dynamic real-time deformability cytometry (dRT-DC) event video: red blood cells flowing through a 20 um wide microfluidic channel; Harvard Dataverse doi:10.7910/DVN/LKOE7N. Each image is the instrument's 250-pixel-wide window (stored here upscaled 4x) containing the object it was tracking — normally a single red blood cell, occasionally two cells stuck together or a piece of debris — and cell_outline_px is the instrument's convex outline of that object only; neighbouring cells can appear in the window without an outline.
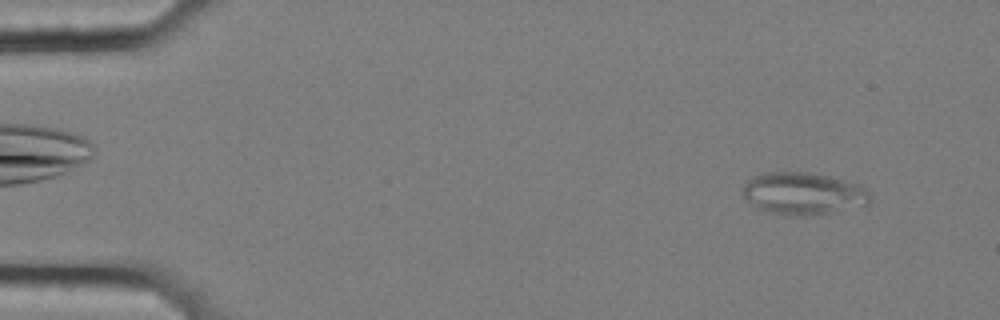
{"species": "common noctule bat (a hibernating species)", "species_latin": "Nyctalus noctula", "temperature_condition": "cold", "stored_images_in_passage": 56, "camera_frame_rate_fps": 3000, "um_per_image_px": 0.085, "animal": {"sex": "female", "body_mass_g": 25.1}, "frame": {"image": 1, "passage_image": 4, "time_ms": 1.0, "image_size_px": [1000, 320], "cell_outline_px": [[872, 200], [868, 204], [808, 216], [792, 216], [764, 212], [752, 204], [740, 192], [744, 184], [752, 176], [764, 172], [808, 172], [828, 176], [860, 184], [872, 196]], "centroid_in_image_um": [68.23, 16.44], "position_along_channel_um": 16.8, "area_um2": 31.5}}
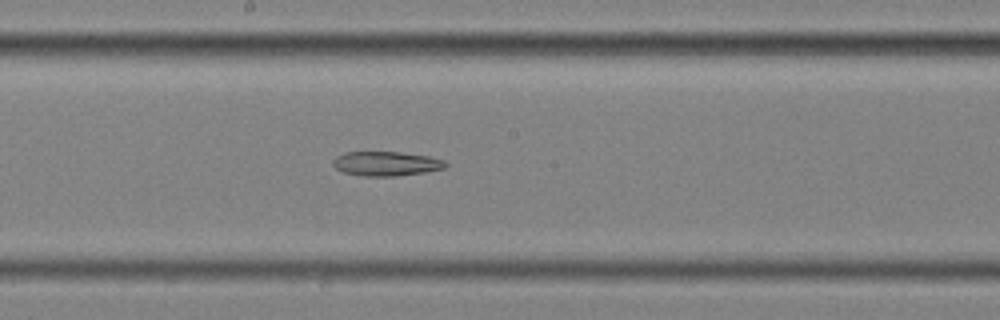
{"frame": {"image": 2, "passage_image": 30, "time_ms": 9.667, "image_size_px": [1000, 320], "cell_outline_px": [[448, 164], [444, 168], [424, 172], [396, 176], [364, 176], [344, 172], [336, 168], [332, 164], [332, 160], [336, 156], [344, 152], [400, 152], [428, 156], [444, 160]], "centroid_in_image_um": [32.8, 13.9], "position_along_channel_um": 215.4, "area_um2": 15.95}}
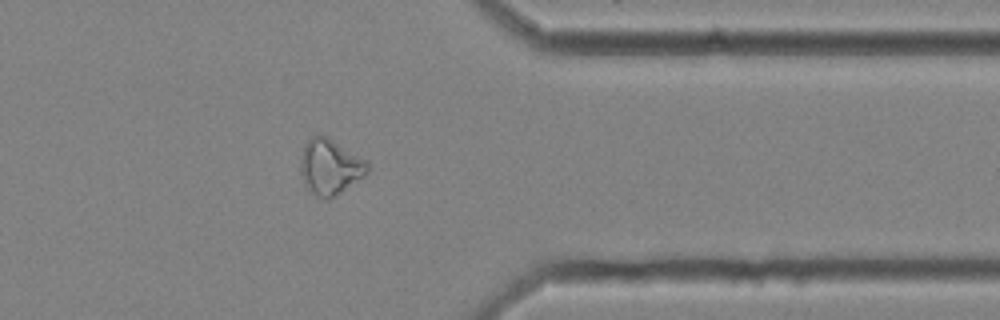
{"frame": {"image": 3, "passage_image": 45, "time_ms": 14.667, "image_size_px": [1000, 320], "cell_outline_px": [[368, 172], [364, 176], [328, 200], [308, 192], [304, 184], [300, 172], [300, 160], [304, 144], [312, 136], [328, 136], [368, 160]], "centroid_in_image_um": [28.04, 14.17], "position_along_channel_um": 383.4, "area_um2": 21.85}}